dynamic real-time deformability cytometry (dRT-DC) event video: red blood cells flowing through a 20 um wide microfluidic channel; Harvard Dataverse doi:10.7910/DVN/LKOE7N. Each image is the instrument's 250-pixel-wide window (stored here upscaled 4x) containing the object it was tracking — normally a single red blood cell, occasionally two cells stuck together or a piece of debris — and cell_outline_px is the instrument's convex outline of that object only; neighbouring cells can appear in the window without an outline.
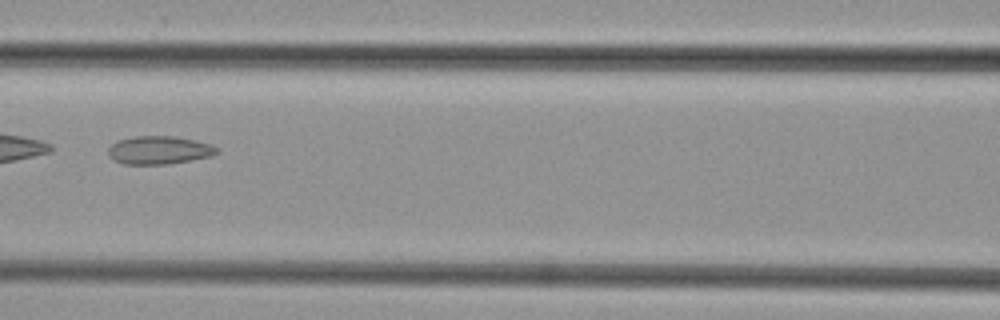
{"species": "common noctule bat (a hibernating species)", "species_latin": "Nyctalus noctula", "temperature_condition": "cold", "stored_images_in_passage": 45, "camera_frame_rate_fps": 3000, "um_per_image_px": 0.085, "animal": {"sex": "female", "body_mass_g": 29.2, "forearm_length_mm": 56.3}, "frame": {"image": 1, "passage_image": 20, "time_ms": 6.333, "image_size_px": [1000, 320], "cell_outline_px": [[220, 152], [212, 156], [192, 160], [168, 164], [124, 164], [112, 160], [108, 156], [108, 148], [116, 140], [136, 136], [176, 136], [212, 144], [220, 148]], "centroid_in_image_um": [13.54, 12.76], "position_along_channel_um": 153.1, "area_um2": 18.15}}